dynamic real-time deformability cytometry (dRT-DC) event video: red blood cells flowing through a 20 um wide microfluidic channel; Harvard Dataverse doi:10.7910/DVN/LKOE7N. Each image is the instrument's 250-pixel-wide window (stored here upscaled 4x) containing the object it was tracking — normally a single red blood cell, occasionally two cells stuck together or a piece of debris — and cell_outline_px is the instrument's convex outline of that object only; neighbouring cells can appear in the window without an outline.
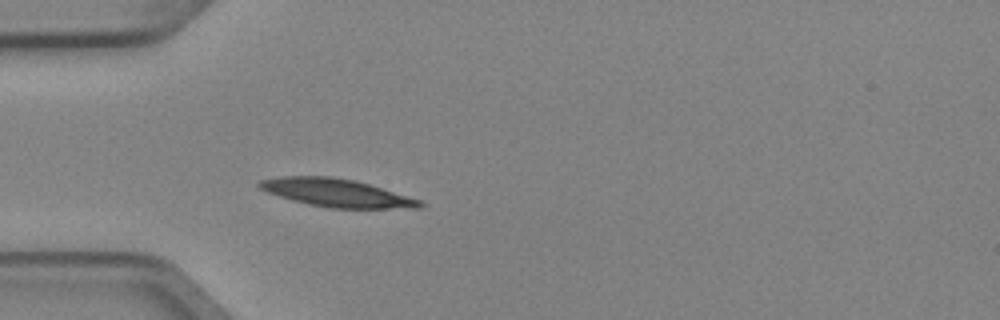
{"species": "Egyptian fruit bat (a non-hibernating species)", "species_latin": "Rousettus aegyptiacus", "temperature_condition": "cold", "stored_images_in_passage": 2, "camera_frame_rate_fps": 3000, "um_per_image_px": 0.085, "animal": {"sex": "female"}, "frame": {"image": 1, "passage_image": 2, "time_ms": 0.333, "image_size_px": [1000, 320], "cell_outline_px": [[424, 204], [420, 208], [328, 208], [308, 204], [292, 200], [268, 192], [260, 188], [256, 184], [260, 180], [284, 176], [332, 176], [356, 180], [420, 200]], "centroid_in_image_um": [28.59, 16.39], "position_along_channel_um": 56.4, "area_um2": 25.95}}